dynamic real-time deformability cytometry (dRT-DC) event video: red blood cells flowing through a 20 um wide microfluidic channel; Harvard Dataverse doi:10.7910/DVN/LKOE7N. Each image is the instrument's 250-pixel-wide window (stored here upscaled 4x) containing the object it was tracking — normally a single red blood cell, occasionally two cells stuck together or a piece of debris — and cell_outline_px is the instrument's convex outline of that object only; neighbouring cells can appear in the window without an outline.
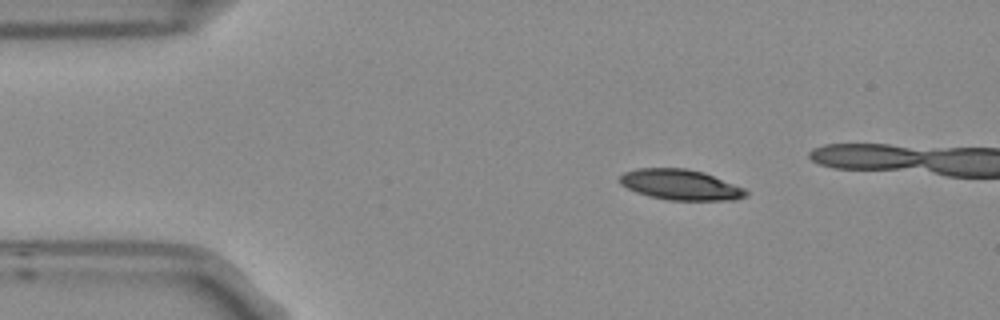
{"species": "Egyptian fruit bat (a non-hibernating species)", "species_latin": "Rousettus aegyptiacus", "temperature_condition": "room temperature", "stored_images_in_passage": 4, "camera_frame_rate_fps": 3000, "um_per_image_px": 0.085, "frame": {"image": 1, "passage_image": 2, "time_ms": 0.333, "image_size_px": [1000, 320], "cell_outline_px": [[748, 196], [736, 200], [668, 200], [648, 196], [636, 192], [620, 184], [620, 176], [624, 172], [636, 168], [684, 168], [704, 172], [744, 188], [748, 192]], "centroid_in_image_um": [57.85, 15.7], "position_along_channel_um": 27.2, "area_um2": 22.48}}